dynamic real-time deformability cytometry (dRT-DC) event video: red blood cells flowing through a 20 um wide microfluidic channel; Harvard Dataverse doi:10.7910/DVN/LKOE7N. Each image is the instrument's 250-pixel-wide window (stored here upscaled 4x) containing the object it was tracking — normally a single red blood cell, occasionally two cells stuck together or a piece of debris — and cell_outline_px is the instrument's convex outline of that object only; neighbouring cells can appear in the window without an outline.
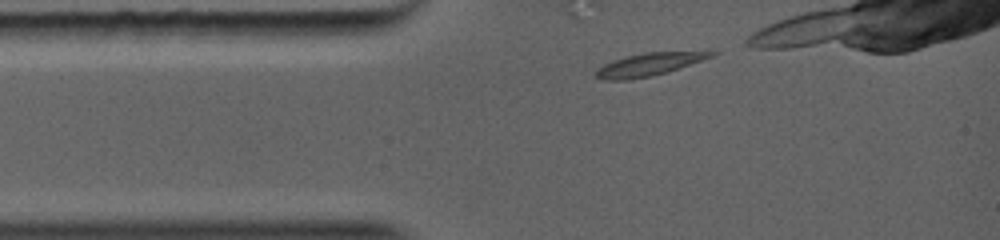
{"species": "common noctule bat (a hibernating species)", "species_latin": "Nyctalus noctula", "temperature_condition": "warm", "stored_images_in_passage": 3, "camera_frame_rate_fps": 5000, "um_per_image_px": 0.085, "animal": {"sex": "female", "body_mass_g": 19.0, "forearm_length_mm": 56.7}, "frame": {"image": 1, "passage_image": 1, "time_ms": 0.0, "image_size_px": [1000, 240], "cell_outline_px": [[720, 52], [712, 56], [668, 72], [652, 76], [628, 80], [600, 80], [596, 76], [596, 68], [612, 60], [644, 52], [708, 48], [712, 48]], "centroid_in_image_um": [55.33, 5.41], "position_along_channel_um": 29.7, "area_um2": 16.24}}